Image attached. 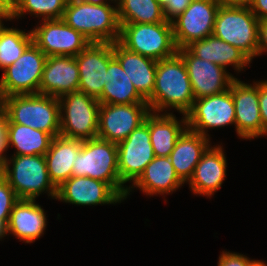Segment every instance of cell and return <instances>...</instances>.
<instances>
[{
  "instance_id": "obj_1",
  "label": "cell",
  "mask_w": 267,
  "mask_h": 266,
  "mask_svg": "<svg viewBox=\"0 0 267 266\" xmlns=\"http://www.w3.org/2000/svg\"><path fill=\"white\" fill-rule=\"evenodd\" d=\"M146 101L154 113H170L166 111L174 108L186 115L191 110L195 98L186 65L178 53L157 61L154 90Z\"/></svg>"
},
{
  "instance_id": "obj_2",
  "label": "cell",
  "mask_w": 267,
  "mask_h": 266,
  "mask_svg": "<svg viewBox=\"0 0 267 266\" xmlns=\"http://www.w3.org/2000/svg\"><path fill=\"white\" fill-rule=\"evenodd\" d=\"M114 5L67 0L62 20L90 42L114 43L119 40L121 28L117 3Z\"/></svg>"
},
{
  "instance_id": "obj_3",
  "label": "cell",
  "mask_w": 267,
  "mask_h": 266,
  "mask_svg": "<svg viewBox=\"0 0 267 266\" xmlns=\"http://www.w3.org/2000/svg\"><path fill=\"white\" fill-rule=\"evenodd\" d=\"M7 122L18 123L60 136V103L57 97L44 94H19L5 97Z\"/></svg>"
},
{
  "instance_id": "obj_4",
  "label": "cell",
  "mask_w": 267,
  "mask_h": 266,
  "mask_svg": "<svg viewBox=\"0 0 267 266\" xmlns=\"http://www.w3.org/2000/svg\"><path fill=\"white\" fill-rule=\"evenodd\" d=\"M73 163L72 176H87L106 182L126 199L128 186H124L119 177L117 144L98 137L83 140Z\"/></svg>"
},
{
  "instance_id": "obj_5",
  "label": "cell",
  "mask_w": 267,
  "mask_h": 266,
  "mask_svg": "<svg viewBox=\"0 0 267 266\" xmlns=\"http://www.w3.org/2000/svg\"><path fill=\"white\" fill-rule=\"evenodd\" d=\"M259 19L248 5L221 3L213 35L242 51L251 61L257 57Z\"/></svg>"
},
{
  "instance_id": "obj_6",
  "label": "cell",
  "mask_w": 267,
  "mask_h": 266,
  "mask_svg": "<svg viewBox=\"0 0 267 266\" xmlns=\"http://www.w3.org/2000/svg\"><path fill=\"white\" fill-rule=\"evenodd\" d=\"M5 179L19 199L35 200L43 192L56 199L57 187L50 180L45 155L7 157Z\"/></svg>"
},
{
  "instance_id": "obj_7",
  "label": "cell",
  "mask_w": 267,
  "mask_h": 266,
  "mask_svg": "<svg viewBox=\"0 0 267 266\" xmlns=\"http://www.w3.org/2000/svg\"><path fill=\"white\" fill-rule=\"evenodd\" d=\"M119 42L128 50L155 60L174 56L176 47L171 22L120 23Z\"/></svg>"
},
{
  "instance_id": "obj_8",
  "label": "cell",
  "mask_w": 267,
  "mask_h": 266,
  "mask_svg": "<svg viewBox=\"0 0 267 266\" xmlns=\"http://www.w3.org/2000/svg\"><path fill=\"white\" fill-rule=\"evenodd\" d=\"M60 103V136L89 140L97 137L100 102L82 91L58 98Z\"/></svg>"
},
{
  "instance_id": "obj_9",
  "label": "cell",
  "mask_w": 267,
  "mask_h": 266,
  "mask_svg": "<svg viewBox=\"0 0 267 266\" xmlns=\"http://www.w3.org/2000/svg\"><path fill=\"white\" fill-rule=\"evenodd\" d=\"M47 56L32 42L21 56L3 70L0 78L5 97L39 93Z\"/></svg>"
},
{
  "instance_id": "obj_10",
  "label": "cell",
  "mask_w": 267,
  "mask_h": 266,
  "mask_svg": "<svg viewBox=\"0 0 267 266\" xmlns=\"http://www.w3.org/2000/svg\"><path fill=\"white\" fill-rule=\"evenodd\" d=\"M155 154L150 141L149 114L125 140L117 144L118 173L121 183L133 185L143 174Z\"/></svg>"
},
{
  "instance_id": "obj_11",
  "label": "cell",
  "mask_w": 267,
  "mask_h": 266,
  "mask_svg": "<svg viewBox=\"0 0 267 266\" xmlns=\"http://www.w3.org/2000/svg\"><path fill=\"white\" fill-rule=\"evenodd\" d=\"M220 0H193L186 10L171 21L177 49L213 35Z\"/></svg>"
},
{
  "instance_id": "obj_12",
  "label": "cell",
  "mask_w": 267,
  "mask_h": 266,
  "mask_svg": "<svg viewBox=\"0 0 267 266\" xmlns=\"http://www.w3.org/2000/svg\"><path fill=\"white\" fill-rule=\"evenodd\" d=\"M187 128L209 138L208 129L235 125V106L230 89L196 99L186 114Z\"/></svg>"
},
{
  "instance_id": "obj_13",
  "label": "cell",
  "mask_w": 267,
  "mask_h": 266,
  "mask_svg": "<svg viewBox=\"0 0 267 266\" xmlns=\"http://www.w3.org/2000/svg\"><path fill=\"white\" fill-rule=\"evenodd\" d=\"M31 33L33 43L47 57L58 55L75 57L91 43L62 19L42 20Z\"/></svg>"
},
{
  "instance_id": "obj_14",
  "label": "cell",
  "mask_w": 267,
  "mask_h": 266,
  "mask_svg": "<svg viewBox=\"0 0 267 266\" xmlns=\"http://www.w3.org/2000/svg\"><path fill=\"white\" fill-rule=\"evenodd\" d=\"M150 113L148 103L100 104L97 137L118 144Z\"/></svg>"
},
{
  "instance_id": "obj_15",
  "label": "cell",
  "mask_w": 267,
  "mask_h": 266,
  "mask_svg": "<svg viewBox=\"0 0 267 266\" xmlns=\"http://www.w3.org/2000/svg\"><path fill=\"white\" fill-rule=\"evenodd\" d=\"M177 53L186 65L195 100L228 90L236 78L222 66L198 58L187 47Z\"/></svg>"
},
{
  "instance_id": "obj_16",
  "label": "cell",
  "mask_w": 267,
  "mask_h": 266,
  "mask_svg": "<svg viewBox=\"0 0 267 266\" xmlns=\"http://www.w3.org/2000/svg\"><path fill=\"white\" fill-rule=\"evenodd\" d=\"M113 56V43L91 42L76 58L79 91L98 99L107 83V67Z\"/></svg>"
},
{
  "instance_id": "obj_17",
  "label": "cell",
  "mask_w": 267,
  "mask_h": 266,
  "mask_svg": "<svg viewBox=\"0 0 267 266\" xmlns=\"http://www.w3.org/2000/svg\"><path fill=\"white\" fill-rule=\"evenodd\" d=\"M235 106L236 133L241 139L262 137V119L259 108L258 81L244 83L235 78L229 87Z\"/></svg>"
},
{
  "instance_id": "obj_18",
  "label": "cell",
  "mask_w": 267,
  "mask_h": 266,
  "mask_svg": "<svg viewBox=\"0 0 267 266\" xmlns=\"http://www.w3.org/2000/svg\"><path fill=\"white\" fill-rule=\"evenodd\" d=\"M56 200L79 206L116 204L124 199L106 182L72 176L57 188Z\"/></svg>"
},
{
  "instance_id": "obj_19",
  "label": "cell",
  "mask_w": 267,
  "mask_h": 266,
  "mask_svg": "<svg viewBox=\"0 0 267 266\" xmlns=\"http://www.w3.org/2000/svg\"><path fill=\"white\" fill-rule=\"evenodd\" d=\"M217 145H210L207 148L187 182L194 195L212 197L221 189L227 175V160L223 145Z\"/></svg>"
},
{
  "instance_id": "obj_20",
  "label": "cell",
  "mask_w": 267,
  "mask_h": 266,
  "mask_svg": "<svg viewBox=\"0 0 267 266\" xmlns=\"http://www.w3.org/2000/svg\"><path fill=\"white\" fill-rule=\"evenodd\" d=\"M79 68L74 56L47 57L39 87V93L61 97L64 94L78 91Z\"/></svg>"
},
{
  "instance_id": "obj_21",
  "label": "cell",
  "mask_w": 267,
  "mask_h": 266,
  "mask_svg": "<svg viewBox=\"0 0 267 266\" xmlns=\"http://www.w3.org/2000/svg\"><path fill=\"white\" fill-rule=\"evenodd\" d=\"M113 56L119 61L137 92L147 100L154 90L157 60L130 51L119 41L113 43Z\"/></svg>"
},
{
  "instance_id": "obj_22",
  "label": "cell",
  "mask_w": 267,
  "mask_h": 266,
  "mask_svg": "<svg viewBox=\"0 0 267 266\" xmlns=\"http://www.w3.org/2000/svg\"><path fill=\"white\" fill-rule=\"evenodd\" d=\"M46 223L45 211L36 200L19 199L10 213L8 234L30 244L44 234Z\"/></svg>"
},
{
  "instance_id": "obj_23",
  "label": "cell",
  "mask_w": 267,
  "mask_h": 266,
  "mask_svg": "<svg viewBox=\"0 0 267 266\" xmlns=\"http://www.w3.org/2000/svg\"><path fill=\"white\" fill-rule=\"evenodd\" d=\"M183 185L184 182L176 174L170 158L155 156L138 180L132 186H128L126 198L134 188H138L147 196H157L172 194Z\"/></svg>"
},
{
  "instance_id": "obj_24",
  "label": "cell",
  "mask_w": 267,
  "mask_h": 266,
  "mask_svg": "<svg viewBox=\"0 0 267 266\" xmlns=\"http://www.w3.org/2000/svg\"><path fill=\"white\" fill-rule=\"evenodd\" d=\"M211 144L210 138L189 128L179 136L169 158L176 174L184 183L190 180L196 165Z\"/></svg>"
},
{
  "instance_id": "obj_25",
  "label": "cell",
  "mask_w": 267,
  "mask_h": 266,
  "mask_svg": "<svg viewBox=\"0 0 267 266\" xmlns=\"http://www.w3.org/2000/svg\"><path fill=\"white\" fill-rule=\"evenodd\" d=\"M187 48L198 58L220 65L225 69L231 65L238 73L252 63L238 48L214 35H210L202 40L193 41Z\"/></svg>"
},
{
  "instance_id": "obj_26",
  "label": "cell",
  "mask_w": 267,
  "mask_h": 266,
  "mask_svg": "<svg viewBox=\"0 0 267 266\" xmlns=\"http://www.w3.org/2000/svg\"><path fill=\"white\" fill-rule=\"evenodd\" d=\"M82 140L54 137L45 161L50 180L58 188L64 181L72 177L74 161L81 150Z\"/></svg>"
},
{
  "instance_id": "obj_27",
  "label": "cell",
  "mask_w": 267,
  "mask_h": 266,
  "mask_svg": "<svg viewBox=\"0 0 267 266\" xmlns=\"http://www.w3.org/2000/svg\"><path fill=\"white\" fill-rule=\"evenodd\" d=\"M187 128V118L183 114L179 121L172 113H149L150 141L156 157H169L176 141Z\"/></svg>"
},
{
  "instance_id": "obj_28",
  "label": "cell",
  "mask_w": 267,
  "mask_h": 266,
  "mask_svg": "<svg viewBox=\"0 0 267 266\" xmlns=\"http://www.w3.org/2000/svg\"><path fill=\"white\" fill-rule=\"evenodd\" d=\"M107 83L104 85L100 104H134L147 103L137 92L119 61L112 56L107 67Z\"/></svg>"
},
{
  "instance_id": "obj_29",
  "label": "cell",
  "mask_w": 267,
  "mask_h": 266,
  "mask_svg": "<svg viewBox=\"0 0 267 266\" xmlns=\"http://www.w3.org/2000/svg\"><path fill=\"white\" fill-rule=\"evenodd\" d=\"M52 139L43 131L7 122V146L15 148L13 155H45Z\"/></svg>"
},
{
  "instance_id": "obj_30",
  "label": "cell",
  "mask_w": 267,
  "mask_h": 266,
  "mask_svg": "<svg viewBox=\"0 0 267 266\" xmlns=\"http://www.w3.org/2000/svg\"><path fill=\"white\" fill-rule=\"evenodd\" d=\"M119 23L170 22L157 0H116Z\"/></svg>"
},
{
  "instance_id": "obj_31",
  "label": "cell",
  "mask_w": 267,
  "mask_h": 266,
  "mask_svg": "<svg viewBox=\"0 0 267 266\" xmlns=\"http://www.w3.org/2000/svg\"><path fill=\"white\" fill-rule=\"evenodd\" d=\"M32 42L31 30L7 27L0 37V69L12 65Z\"/></svg>"
},
{
  "instance_id": "obj_32",
  "label": "cell",
  "mask_w": 267,
  "mask_h": 266,
  "mask_svg": "<svg viewBox=\"0 0 267 266\" xmlns=\"http://www.w3.org/2000/svg\"><path fill=\"white\" fill-rule=\"evenodd\" d=\"M13 19L24 14L34 15L42 20L62 19L67 0H12Z\"/></svg>"
},
{
  "instance_id": "obj_33",
  "label": "cell",
  "mask_w": 267,
  "mask_h": 266,
  "mask_svg": "<svg viewBox=\"0 0 267 266\" xmlns=\"http://www.w3.org/2000/svg\"><path fill=\"white\" fill-rule=\"evenodd\" d=\"M19 200L13 188L4 178L0 180V221L9 222L10 213Z\"/></svg>"
},
{
  "instance_id": "obj_34",
  "label": "cell",
  "mask_w": 267,
  "mask_h": 266,
  "mask_svg": "<svg viewBox=\"0 0 267 266\" xmlns=\"http://www.w3.org/2000/svg\"><path fill=\"white\" fill-rule=\"evenodd\" d=\"M263 260H251L249 257L231 251H222L218 266H259Z\"/></svg>"
},
{
  "instance_id": "obj_35",
  "label": "cell",
  "mask_w": 267,
  "mask_h": 266,
  "mask_svg": "<svg viewBox=\"0 0 267 266\" xmlns=\"http://www.w3.org/2000/svg\"><path fill=\"white\" fill-rule=\"evenodd\" d=\"M193 0H169L162 8L167 21H172L179 14L183 13Z\"/></svg>"
},
{
  "instance_id": "obj_36",
  "label": "cell",
  "mask_w": 267,
  "mask_h": 266,
  "mask_svg": "<svg viewBox=\"0 0 267 266\" xmlns=\"http://www.w3.org/2000/svg\"><path fill=\"white\" fill-rule=\"evenodd\" d=\"M258 96L262 119V136H267V80L258 81Z\"/></svg>"
},
{
  "instance_id": "obj_37",
  "label": "cell",
  "mask_w": 267,
  "mask_h": 266,
  "mask_svg": "<svg viewBox=\"0 0 267 266\" xmlns=\"http://www.w3.org/2000/svg\"><path fill=\"white\" fill-rule=\"evenodd\" d=\"M267 53V19L259 21L257 56Z\"/></svg>"
},
{
  "instance_id": "obj_38",
  "label": "cell",
  "mask_w": 267,
  "mask_h": 266,
  "mask_svg": "<svg viewBox=\"0 0 267 266\" xmlns=\"http://www.w3.org/2000/svg\"><path fill=\"white\" fill-rule=\"evenodd\" d=\"M248 6L259 21L267 19V0H252Z\"/></svg>"
},
{
  "instance_id": "obj_39",
  "label": "cell",
  "mask_w": 267,
  "mask_h": 266,
  "mask_svg": "<svg viewBox=\"0 0 267 266\" xmlns=\"http://www.w3.org/2000/svg\"><path fill=\"white\" fill-rule=\"evenodd\" d=\"M7 150V117L3 112L0 114V155H5Z\"/></svg>"
},
{
  "instance_id": "obj_40",
  "label": "cell",
  "mask_w": 267,
  "mask_h": 266,
  "mask_svg": "<svg viewBox=\"0 0 267 266\" xmlns=\"http://www.w3.org/2000/svg\"><path fill=\"white\" fill-rule=\"evenodd\" d=\"M0 18H13L12 0H0Z\"/></svg>"
},
{
  "instance_id": "obj_41",
  "label": "cell",
  "mask_w": 267,
  "mask_h": 266,
  "mask_svg": "<svg viewBox=\"0 0 267 266\" xmlns=\"http://www.w3.org/2000/svg\"><path fill=\"white\" fill-rule=\"evenodd\" d=\"M77 2H87L90 4H96V5H103V4H110L112 3H117L116 0H75ZM111 1V2H110Z\"/></svg>"
},
{
  "instance_id": "obj_42",
  "label": "cell",
  "mask_w": 267,
  "mask_h": 266,
  "mask_svg": "<svg viewBox=\"0 0 267 266\" xmlns=\"http://www.w3.org/2000/svg\"><path fill=\"white\" fill-rule=\"evenodd\" d=\"M7 155H0V180L5 178Z\"/></svg>"
},
{
  "instance_id": "obj_43",
  "label": "cell",
  "mask_w": 267,
  "mask_h": 266,
  "mask_svg": "<svg viewBox=\"0 0 267 266\" xmlns=\"http://www.w3.org/2000/svg\"><path fill=\"white\" fill-rule=\"evenodd\" d=\"M8 234V222L0 221V239H3Z\"/></svg>"
},
{
  "instance_id": "obj_44",
  "label": "cell",
  "mask_w": 267,
  "mask_h": 266,
  "mask_svg": "<svg viewBox=\"0 0 267 266\" xmlns=\"http://www.w3.org/2000/svg\"><path fill=\"white\" fill-rule=\"evenodd\" d=\"M222 3L249 5L252 0H220Z\"/></svg>"
},
{
  "instance_id": "obj_45",
  "label": "cell",
  "mask_w": 267,
  "mask_h": 266,
  "mask_svg": "<svg viewBox=\"0 0 267 266\" xmlns=\"http://www.w3.org/2000/svg\"><path fill=\"white\" fill-rule=\"evenodd\" d=\"M4 106H5V95L3 93L0 82V114L4 112Z\"/></svg>"
},
{
  "instance_id": "obj_46",
  "label": "cell",
  "mask_w": 267,
  "mask_h": 266,
  "mask_svg": "<svg viewBox=\"0 0 267 266\" xmlns=\"http://www.w3.org/2000/svg\"><path fill=\"white\" fill-rule=\"evenodd\" d=\"M11 21L13 20V18H0V37L2 35V33L5 31V29L7 28L6 26H4L3 22L2 21Z\"/></svg>"
},
{
  "instance_id": "obj_47",
  "label": "cell",
  "mask_w": 267,
  "mask_h": 266,
  "mask_svg": "<svg viewBox=\"0 0 267 266\" xmlns=\"http://www.w3.org/2000/svg\"><path fill=\"white\" fill-rule=\"evenodd\" d=\"M160 4V6L163 8L169 0H157Z\"/></svg>"
},
{
  "instance_id": "obj_48",
  "label": "cell",
  "mask_w": 267,
  "mask_h": 266,
  "mask_svg": "<svg viewBox=\"0 0 267 266\" xmlns=\"http://www.w3.org/2000/svg\"><path fill=\"white\" fill-rule=\"evenodd\" d=\"M259 266H267V264L263 261Z\"/></svg>"
}]
</instances>
